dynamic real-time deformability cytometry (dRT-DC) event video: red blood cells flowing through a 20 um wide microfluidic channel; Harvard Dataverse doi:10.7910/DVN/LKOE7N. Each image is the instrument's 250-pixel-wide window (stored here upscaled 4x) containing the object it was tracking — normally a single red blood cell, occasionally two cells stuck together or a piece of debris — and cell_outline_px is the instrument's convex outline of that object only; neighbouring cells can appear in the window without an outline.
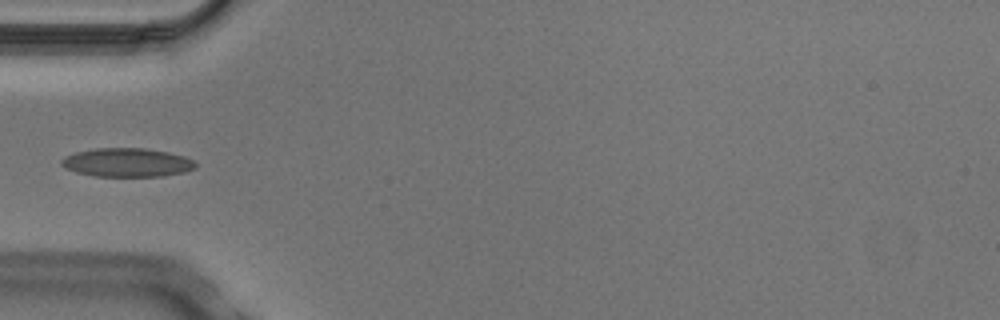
{"species": "Egyptian fruit bat (a non-hibernating species)", "species_latin": "Rousettus aegyptiacus", "temperature_condition": "cold", "stored_images_in_passage": 4, "camera_frame_rate_fps": 3000, "um_per_image_px": 0.085, "animal": {"sex": "male"}, "frame": {"image": 1, "passage_image": 4, "time_ms": 1.0, "image_size_px": [1000, 320], "cell_outline_px": [[196, 168], [184, 172], [164, 176], [96, 176], [76, 172], [60, 164], [60, 160], [64, 156], [76, 152], [96, 148], [144, 148], [168, 152], [184, 156], [192, 160], [196, 164]], "centroid_in_image_um": [10.8, 13.81], "position_along_channel_um": 74.2, "area_um2": 22.37}}